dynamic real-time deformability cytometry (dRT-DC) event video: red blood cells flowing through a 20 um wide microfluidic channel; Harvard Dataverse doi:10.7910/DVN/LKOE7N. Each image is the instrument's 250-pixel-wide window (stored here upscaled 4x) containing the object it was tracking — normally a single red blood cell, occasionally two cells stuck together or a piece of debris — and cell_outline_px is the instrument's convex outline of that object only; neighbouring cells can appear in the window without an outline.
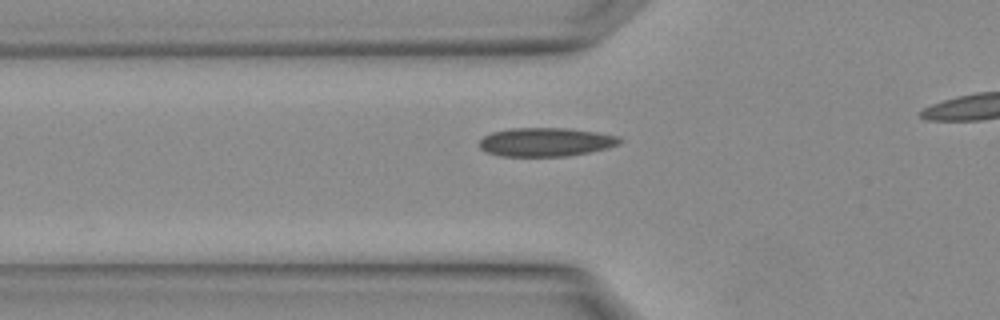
{"species": "Egyptian fruit bat (a non-hibernating species)", "species_latin": "Rousettus aegyptiacus", "temperature_condition": "warm", "stored_images_in_passage": 5, "segment_of_instrument_passage": [1, 2], "camera_frame_rate_fps": 3000, "um_per_image_px": 0.085, "animal": {"sex": "female"}, "frame": {"image": 1, "passage_image": 4, "time_ms": 1.0, "image_size_px": [1000, 320], "cell_outline_px": [[624, 140], [620, 144], [608, 148], [568, 156], [500, 156], [484, 152], [480, 148], [480, 140], [484, 136], [492, 132], [512, 128], [568, 128], [596, 132], [620, 136]], "centroid_in_image_um": [46.41, 12.07], "position_along_channel_um": 79.4, "area_um2": 23.64}}